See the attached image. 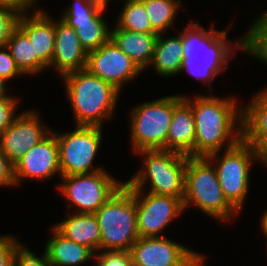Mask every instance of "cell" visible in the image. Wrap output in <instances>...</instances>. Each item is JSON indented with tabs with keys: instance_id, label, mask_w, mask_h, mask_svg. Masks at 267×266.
I'll list each match as a JSON object with an SVG mask.
<instances>
[{
	"instance_id": "b9f144b4",
	"label": "cell",
	"mask_w": 267,
	"mask_h": 266,
	"mask_svg": "<svg viewBox=\"0 0 267 266\" xmlns=\"http://www.w3.org/2000/svg\"><path fill=\"white\" fill-rule=\"evenodd\" d=\"M97 1H99L102 4L107 5V6L109 5L108 3L110 2V0H97Z\"/></svg>"
},
{
	"instance_id": "d6a6232c",
	"label": "cell",
	"mask_w": 267,
	"mask_h": 266,
	"mask_svg": "<svg viewBox=\"0 0 267 266\" xmlns=\"http://www.w3.org/2000/svg\"><path fill=\"white\" fill-rule=\"evenodd\" d=\"M26 246L20 245L14 256V266H51L44 253L41 256L35 255Z\"/></svg>"
},
{
	"instance_id": "9a60e30c",
	"label": "cell",
	"mask_w": 267,
	"mask_h": 266,
	"mask_svg": "<svg viewBox=\"0 0 267 266\" xmlns=\"http://www.w3.org/2000/svg\"><path fill=\"white\" fill-rule=\"evenodd\" d=\"M57 174L61 177L58 144L52 130L14 165V177L18 186L21 179L47 180Z\"/></svg>"
},
{
	"instance_id": "836d02e7",
	"label": "cell",
	"mask_w": 267,
	"mask_h": 266,
	"mask_svg": "<svg viewBox=\"0 0 267 266\" xmlns=\"http://www.w3.org/2000/svg\"><path fill=\"white\" fill-rule=\"evenodd\" d=\"M20 245L14 236H0V266H14V256Z\"/></svg>"
},
{
	"instance_id": "d6986e66",
	"label": "cell",
	"mask_w": 267,
	"mask_h": 266,
	"mask_svg": "<svg viewBox=\"0 0 267 266\" xmlns=\"http://www.w3.org/2000/svg\"><path fill=\"white\" fill-rule=\"evenodd\" d=\"M67 213L68 217L54 227L67 239L90 248L95 253L101 251V233L95 213Z\"/></svg>"
},
{
	"instance_id": "ffe728a7",
	"label": "cell",
	"mask_w": 267,
	"mask_h": 266,
	"mask_svg": "<svg viewBox=\"0 0 267 266\" xmlns=\"http://www.w3.org/2000/svg\"><path fill=\"white\" fill-rule=\"evenodd\" d=\"M157 37L158 33L134 32L117 26L111 30V39L141 71L150 67Z\"/></svg>"
},
{
	"instance_id": "cb8c5ba5",
	"label": "cell",
	"mask_w": 267,
	"mask_h": 266,
	"mask_svg": "<svg viewBox=\"0 0 267 266\" xmlns=\"http://www.w3.org/2000/svg\"><path fill=\"white\" fill-rule=\"evenodd\" d=\"M244 106L243 137H267V89L256 93L249 104Z\"/></svg>"
},
{
	"instance_id": "484cf974",
	"label": "cell",
	"mask_w": 267,
	"mask_h": 266,
	"mask_svg": "<svg viewBox=\"0 0 267 266\" xmlns=\"http://www.w3.org/2000/svg\"><path fill=\"white\" fill-rule=\"evenodd\" d=\"M146 10L152 28L158 33H166L174 27L182 3L181 0H140ZM173 26V27H172Z\"/></svg>"
},
{
	"instance_id": "f546056e",
	"label": "cell",
	"mask_w": 267,
	"mask_h": 266,
	"mask_svg": "<svg viewBox=\"0 0 267 266\" xmlns=\"http://www.w3.org/2000/svg\"><path fill=\"white\" fill-rule=\"evenodd\" d=\"M20 13L0 5V47L6 46L12 32L17 28Z\"/></svg>"
},
{
	"instance_id": "d590c367",
	"label": "cell",
	"mask_w": 267,
	"mask_h": 266,
	"mask_svg": "<svg viewBox=\"0 0 267 266\" xmlns=\"http://www.w3.org/2000/svg\"><path fill=\"white\" fill-rule=\"evenodd\" d=\"M0 186H17L14 177V165L8 160L0 147Z\"/></svg>"
},
{
	"instance_id": "60d3db41",
	"label": "cell",
	"mask_w": 267,
	"mask_h": 266,
	"mask_svg": "<svg viewBox=\"0 0 267 266\" xmlns=\"http://www.w3.org/2000/svg\"><path fill=\"white\" fill-rule=\"evenodd\" d=\"M261 228L263 230V233L267 237V211L263 214L262 220H261Z\"/></svg>"
},
{
	"instance_id": "5b68a950",
	"label": "cell",
	"mask_w": 267,
	"mask_h": 266,
	"mask_svg": "<svg viewBox=\"0 0 267 266\" xmlns=\"http://www.w3.org/2000/svg\"><path fill=\"white\" fill-rule=\"evenodd\" d=\"M101 251H130L138 240L133 189L124 183L96 212Z\"/></svg>"
},
{
	"instance_id": "4316f807",
	"label": "cell",
	"mask_w": 267,
	"mask_h": 266,
	"mask_svg": "<svg viewBox=\"0 0 267 266\" xmlns=\"http://www.w3.org/2000/svg\"><path fill=\"white\" fill-rule=\"evenodd\" d=\"M124 3L116 21L118 28L134 32L157 33L152 28L145 7L140 0H124Z\"/></svg>"
},
{
	"instance_id": "9c48e42d",
	"label": "cell",
	"mask_w": 267,
	"mask_h": 266,
	"mask_svg": "<svg viewBox=\"0 0 267 266\" xmlns=\"http://www.w3.org/2000/svg\"><path fill=\"white\" fill-rule=\"evenodd\" d=\"M103 127L76 125L73 131L57 133L61 176L89 174L104 168H94L93 161L101 147Z\"/></svg>"
},
{
	"instance_id": "277c9868",
	"label": "cell",
	"mask_w": 267,
	"mask_h": 266,
	"mask_svg": "<svg viewBox=\"0 0 267 266\" xmlns=\"http://www.w3.org/2000/svg\"><path fill=\"white\" fill-rule=\"evenodd\" d=\"M183 204L184 210L193 204L220 221H229L239 213L224 196L215 166L206 157L187 158Z\"/></svg>"
},
{
	"instance_id": "83f0119b",
	"label": "cell",
	"mask_w": 267,
	"mask_h": 266,
	"mask_svg": "<svg viewBox=\"0 0 267 266\" xmlns=\"http://www.w3.org/2000/svg\"><path fill=\"white\" fill-rule=\"evenodd\" d=\"M104 6L97 0H73L60 18L65 23L89 22Z\"/></svg>"
},
{
	"instance_id": "ac0fdd59",
	"label": "cell",
	"mask_w": 267,
	"mask_h": 266,
	"mask_svg": "<svg viewBox=\"0 0 267 266\" xmlns=\"http://www.w3.org/2000/svg\"><path fill=\"white\" fill-rule=\"evenodd\" d=\"M166 150L195 157V120L191 105L183 95H173V117Z\"/></svg>"
},
{
	"instance_id": "8fae6325",
	"label": "cell",
	"mask_w": 267,
	"mask_h": 266,
	"mask_svg": "<svg viewBox=\"0 0 267 266\" xmlns=\"http://www.w3.org/2000/svg\"><path fill=\"white\" fill-rule=\"evenodd\" d=\"M133 266H205V257L167 237L142 238L130 249Z\"/></svg>"
},
{
	"instance_id": "8d00e7d4",
	"label": "cell",
	"mask_w": 267,
	"mask_h": 266,
	"mask_svg": "<svg viewBox=\"0 0 267 266\" xmlns=\"http://www.w3.org/2000/svg\"><path fill=\"white\" fill-rule=\"evenodd\" d=\"M256 151V162L267 165V137H243Z\"/></svg>"
},
{
	"instance_id": "7a4b0ae2",
	"label": "cell",
	"mask_w": 267,
	"mask_h": 266,
	"mask_svg": "<svg viewBox=\"0 0 267 266\" xmlns=\"http://www.w3.org/2000/svg\"><path fill=\"white\" fill-rule=\"evenodd\" d=\"M227 32L226 29L215 30L214 25L206 30L197 22L188 23L184 31L178 33L182 38L183 48L180 72L188 70L192 76L210 86L212 80L227 69L231 56L229 53L241 49V37L237 39V43L233 42L228 39ZM232 42L234 47L230 46Z\"/></svg>"
},
{
	"instance_id": "74e56055",
	"label": "cell",
	"mask_w": 267,
	"mask_h": 266,
	"mask_svg": "<svg viewBox=\"0 0 267 266\" xmlns=\"http://www.w3.org/2000/svg\"><path fill=\"white\" fill-rule=\"evenodd\" d=\"M37 0H0L1 6H6L14 9L16 12L22 14L29 13Z\"/></svg>"
},
{
	"instance_id": "44dd1931",
	"label": "cell",
	"mask_w": 267,
	"mask_h": 266,
	"mask_svg": "<svg viewBox=\"0 0 267 266\" xmlns=\"http://www.w3.org/2000/svg\"><path fill=\"white\" fill-rule=\"evenodd\" d=\"M51 229L52 237L45 246L51 266H80L95 257L92 249L67 239L54 226Z\"/></svg>"
},
{
	"instance_id": "3957f363",
	"label": "cell",
	"mask_w": 267,
	"mask_h": 266,
	"mask_svg": "<svg viewBox=\"0 0 267 266\" xmlns=\"http://www.w3.org/2000/svg\"><path fill=\"white\" fill-rule=\"evenodd\" d=\"M62 77L76 125L101 127L106 119L113 118L120 94L114 85L86 69L69 72Z\"/></svg>"
},
{
	"instance_id": "6da1fadb",
	"label": "cell",
	"mask_w": 267,
	"mask_h": 266,
	"mask_svg": "<svg viewBox=\"0 0 267 266\" xmlns=\"http://www.w3.org/2000/svg\"><path fill=\"white\" fill-rule=\"evenodd\" d=\"M183 98L194 115L195 157L228 149L243 138L242 107H238L236 97L225 99L199 93L193 98L183 94Z\"/></svg>"
},
{
	"instance_id": "30bf717a",
	"label": "cell",
	"mask_w": 267,
	"mask_h": 266,
	"mask_svg": "<svg viewBox=\"0 0 267 266\" xmlns=\"http://www.w3.org/2000/svg\"><path fill=\"white\" fill-rule=\"evenodd\" d=\"M59 191L77 213H95L124 183L106 170L60 177Z\"/></svg>"
},
{
	"instance_id": "2e32d148",
	"label": "cell",
	"mask_w": 267,
	"mask_h": 266,
	"mask_svg": "<svg viewBox=\"0 0 267 266\" xmlns=\"http://www.w3.org/2000/svg\"><path fill=\"white\" fill-rule=\"evenodd\" d=\"M87 52L81 46L76 30L61 18L55 20V45L51 66L59 75L83 70L86 67Z\"/></svg>"
},
{
	"instance_id": "8992f818",
	"label": "cell",
	"mask_w": 267,
	"mask_h": 266,
	"mask_svg": "<svg viewBox=\"0 0 267 266\" xmlns=\"http://www.w3.org/2000/svg\"><path fill=\"white\" fill-rule=\"evenodd\" d=\"M136 154L144 156V165L132 178L124 181L131 189L143 190L146 182H150V193L184 199L185 169L189 156L168 150H144Z\"/></svg>"
},
{
	"instance_id": "7c38bea8",
	"label": "cell",
	"mask_w": 267,
	"mask_h": 266,
	"mask_svg": "<svg viewBox=\"0 0 267 266\" xmlns=\"http://www.w3.org/2000/svg\"><path fill=\"white\" fill-rule=\"evenodd\" d=\"M144 190L133 189L137 208V229L139 237H164L162 231L174 219L184 213L183 200L169 195H157ZM161 233V234H160Z\"/></svg>"
},
{
	"instance_id": "f1b7e54d",
	"label": "cell",
	"mask_w": 267,
	"mask_h": 266,
	"mask_svg": "<svg viewBox=\"0 0 267 266\" xmlns=\"http://www.w3.org/2000/svg\"><path fill=\"white\" fill-rule=\"evenodd\" d=\"M241 51L267 65V31H247L241 38Z\"/></svg>"
},
{
	"instance_id": "1f68e13d",
	"label": "cell",
	"mask_w": 267,
	"mask_h": 266,
	"mask_svg": "<svg viewBox=\"0 0 267 266\" xmlns=\"http://www.w3.org/2000/svg\"><path fill=\"white\" fill-rule=\"evenodd\" d=\"M18 104L16 96L0 97V134L5 131L15 119L19 116L15 115ZM15 112V113H14Z\"/></svg>"
},
{
	"instance_id": "5bb4252c",
	"label": "cell",
	"mask_w": 267,
	"mask_h": 266,
	"mask_svg": "<svg viewBox=\"0 0 267 266\" xmlns=\"http://www.w3.org/2000/svg\"><path fill=\"white\" fill-rule=\"evenodd\" d=\"M38 114L26 109L0 134L1 150L13 165L52 131L42 124Z\"/></svg>"
},
{
	"instance_id": "e575fe53",
	"label": "cell",
	"mask_w": 267,
	"mask_h": 266,
	"mask_svg": "<svg viewBox=\"0 0 267 266\" xmlns=\"http://www.w3.org/2000/svg\"><path fill=\"white\" fill-rule=\"evenodd\" d=\"M18 75L23 74L17 68L10 50L6 46L0 47V77L8 82Z\"/></svg>"
},
{
	"instance_id": "603a6c76",
	"label": "cell",
	"mask_w": 267,
	"mask_h": 266,
	"mask_svg": "<svg viewBox=\"0 0 267 266\" xmlns=\"http://www.w3.org/2000/svg\"><path fill=\"white\" fill-rule=\"evenodd\" d=\"M23 75H36L48 67L34 54V48L29 38L17 27L11 34L6 45Z\"/></svg>"
},
{
	"instance_id": "52a82bcc",
	"label": "cell",
	"mask_w": 267,
	"mask_h": 266,
	"mask_svg": "<svg viewBox=\"0 0 267 266\" xmlns=\"http://www.w3.org/2000/svg\"><path fill=\"white\" fill-rule=\"evenodd\" d=\"M224 150L221 156V151H217L206 158L216 166L219 184L227 201L240 213L248 194L251 163L257 160L256 151L243 138Z\"/></svg>"
},
{
	"instance_id": "ab89813d",
	"label": "cell",
	"mask_w": 267,
	"mask_h": 266,
	"mask_svg": "<svg viewBox=\"0 0 267 266\" xmlns=\"http://www.w3.org/2000/svg\"><path fill=\"white\" fill-rule=\"evenodd\" d=\"M6 82L7 81L5 79L0 77V97L9 96L7 94V87L8 86H6L7 85Z\"/></svg>"
},
{
	"instance_id": "ba28073f",
	"label": "cell",
	"mask_w": 267,
	"mask_h": 266,
	"mask_svg": "<svg viewBox=\"0 0 267 266\" xmlns=\"http://www.w3.org/2000/svg\"><path fill=\"white\" fill-rule=\"evenodd\" d=\"M131 111L129 131L134 152L166 150L173 117V95L142 102Z\"/></svg>"
},
{
	"instance_id": "7402d4cb",
	"label": "cell",
	"mask_w": 267,
	"mask_h": 266,
	"mask_svg": "<svg viewBox=\"0 0 267 266\" xmlns=\"http://www.w3.org/2000/svg\"><path fill=\"white\" fill-rule=\"evenodd\" d=\"M163 37V33L158 34L150 66L152 65L160 76L169 78L178 75L182 67V38L180 35Z\"/></svg>"
},
{
	"instance_id": "4fadbf2b",
	"label": "cell",
	"mask_w": 267,
	"mask_h": 266,
	"mask_svg": "<svg viewBox=\"0 0 267 266\" xmlns=\"http://www.w3.org/2000/svg\"><path fill=\"white\" fill-rule=\"evenodd\" d=\"M85 69L122 90L125 83L141 73L140 68L110 38L98 49L87 53Z\"/></svg>"
},
{
	"instance_id": "d4e9b609",
	"label": "cell",
	"mask_w": 267,
	"mask_h": 266,
	"mask_svg": "<svg viewBox=\"0 0 267 266\" xmlns=\"http://www.w3.org/2000/svg\"><path fill=\"white\" fill-rule=\"evenodd\" d=\"M105 5L89 22L67 23L76 30L81 46L88 53L98 49L111 38L109 25L104 21L102 14L106 9ZM108 25V26H107Z\"/></svg>"
},
{
	"instance_id": "4dcf8cb0",
	"label": "cell",
	"mask_w": 267,
	"mask_h": 266,
	"mask_svg": "<svg viewBox=\"0 0 267 266\" xmlns=\"http://www.w3.org/2000/svg\"><path fill=\"white\" fill-rule=\"evenodd\" d=\"M95 258V266H133L130 251H99Z\"/></svg>"
},
{
	"instance_id": "e0dca14e",
	"label": "cell",
	"mask_w": 267,
	"mask_h": 266,
	"mask_svg": "<svg viewBox=\"0 0 267 266\" xmlns=\"http://www.w3.org/2000/svg\"><path fill=\"white\" fill-rule=\"evenodd\" d=\"M20 15L17 27L29 38L34 54L49 68L55 45V20L44 10Z\"/></svg>"
},
{
	"instance_id": "f35d334b",
	"label": "cell",
	"mask_w": 267,
	"mask_h": 266,
	"mask_svg": "<svg viewBox=\"0 0 267 266\" xmlns=\"http://www.w3.org/2000/svg\"><path fill=\"white\" fill-rule=\"evenodd\" d=\"M249 26L248 31H267V10L264 13L260 14Z\"/></svg>"
}]
</instances>
